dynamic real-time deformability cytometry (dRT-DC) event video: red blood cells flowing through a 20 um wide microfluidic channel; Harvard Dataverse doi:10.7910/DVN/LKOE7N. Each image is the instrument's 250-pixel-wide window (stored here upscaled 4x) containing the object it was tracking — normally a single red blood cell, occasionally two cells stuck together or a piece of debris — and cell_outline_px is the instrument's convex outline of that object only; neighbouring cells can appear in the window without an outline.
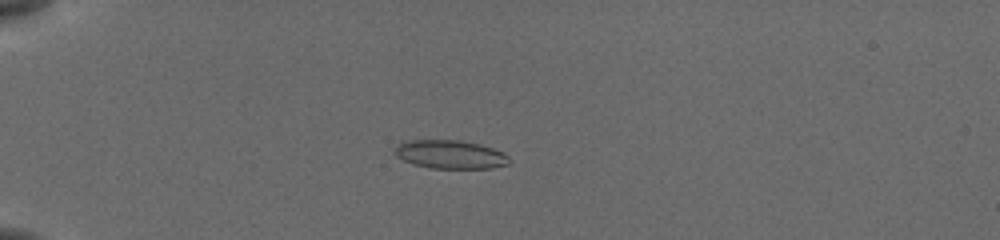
{"species": "common noctule bat (a hibernating species)", "species_latin": "Nyctalus noctula", "temperature_condition": "cold", "stored_images_in_passage": 40, "camera_frame_rate_fps": 3000, "um_per_image_px": 0.085, "animal": {"sex": "female", "body_mass_g": 19.5, "forearm_length_mm": 54.1}, "frame": {"image": 1, "passage_image": 1, "time_ms": 0.0, "image_size_px": [1000, 240], "cell_outline_px": [[512, 160], [508, 164], [492, 168], [432, 168], [412, 164], [396, 156], [392, 152], [396, 144], [404, 140], [460, 140], [480, 144], [504, 152]], "centroid_in_image_um": [38.24, 13.12], "position_along_channel_um": 46.8, "area_um2": 19.31}}
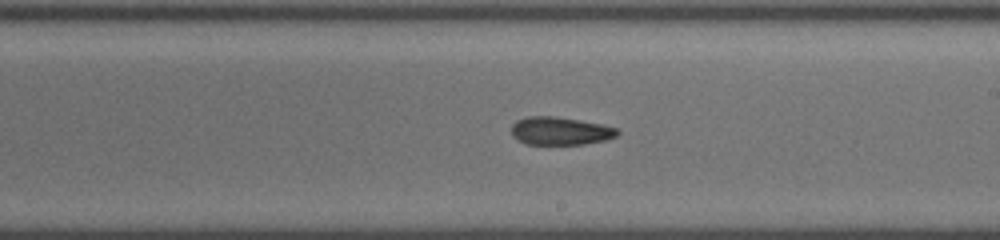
{"frame": {"image": 2, "passage_image": 19, "time_ms": 6.0, "image_size_px": [1000, 240], "cell_outline_px": [[620, 132], [616, 136], [608, 140], [584, 144], [524, 144], [516, 140], [512, 136], [512, 124], [516, 120], [528, 116], [552, 116], [580, 120], [604, 124], [616, 128]], "centroid_in_image_um": [47.62, 11.13], "position_along_channel_um": 241.4, "area_um2": 17.51}}
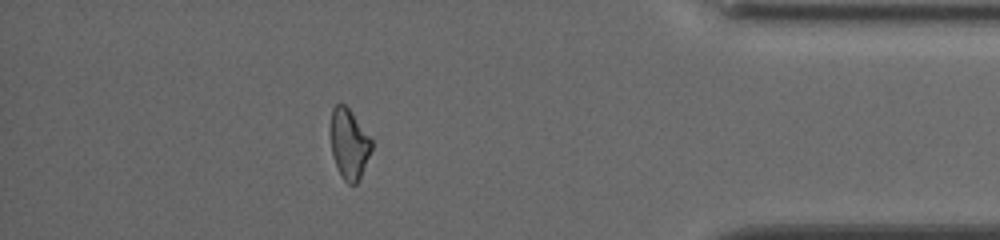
{"frame": {"image": 3, "passage_image": 34, "time_ms": 11.0, "image_size_px": [1000, 240], "cell_outline_px": [[372, 148], [360, 176], [356, 184], [348, 184], [344, 180], [332, 156], [328, 132], [332, 108], [336, 104], [344, 104], [348, 108], [372, 140]], "centroid_in_image_um": [29.61, 12.2], "position_along_channel_um": 405.6, "area_um2": 16.76}, "authors_computed_cell_mechanics": {"area_um2": 17.4845, "velocity_mm_per_s": 3.8827, "shape_relaxation_time_tau1_ms": null, "shape_relaxation_time_tau2_ms": 7.8657, "deformation_change_tau1": null, "deformation_change_tau2": 0.1598}}